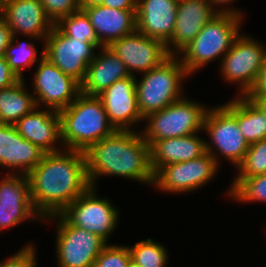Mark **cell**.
Listing matches in <instances>:
<instances>
[{
    "mask_svg": "<svg viewBox=\"0 0 266 267\" xmlns=\"http://www.w3.org/2000/svg\"><path fill=\"white\" fill-rule=\"evenodd\" d=\"M265 59V44L241 32L218 68L225 83L236 85L237 96H247L256 84Z\"/></svg>",
    "mask_w": 266,
    "mask_h": 267,
    "instance_id": "7",
    "label": "cell"
},
{
    "mask_svg": "<svg viewBox=\"0 0 266 267\" xmlns=\"http://www.w3.org/2000/svg\"><path fill=\"white\" fill-rule=\"evenodd\" d=\"M219 168L213 156L206 152L197 159L160 167L154 173L152 187L170 194L191 193L214 180Z\"/></svg>",
    "mask_w": 266,
    "mask_h": 267,
    "instance_id": "11",
    "label": "cell"
},
{
    "mask_svg": "<svg viewBox=\"0 0 266 267\" xmlns=\"http://www.w3.org/2000/svg\"><path fill=\"white\" fill-rule=\"evenodd\" d=\"M17 37V35H12L11 41L5 50L4 58L7 60L9 67L14 71V73L20 79H25L23 74L24 70L27 68V70H30V67H32L35 63L38 64L44 56V40H40L33 36H24V38L26 37V39H29L27 41L26 39L25 41H22L19 37ZM37 41L42 43L40 55H38L39 50L37 51L38 46L36 48L34 44V42L37 43Z\"/></svg>",
    "mask_w": 266,
    "mask_h": 267,
    "instance_id": "27",
    "label": "cell"
},
{
    "mask_svg": "<svg viewBox=\"0 0 266 267\" xmlns=\"http://www.w3.org/2000/svg\"><path fill=\"white\" fill-rule=\"evenodd\" d=\"M139 76L140 78L136 77V95L143 118L185 96L182 82L191 77L175 55H171L160 66Z\"/></svg>",
    "mask_w": 266,
    "mask_h": 267,
    "instance_id": "5",
    "label": "cell"
},
{
    "mask_svg": "<svg viewBox=\"0 0 266 267\" xmlns=\"http://www.w3.org/2000/svg\"><path fill=\"white\" fill-rule=\"evenodd\" d=\"M130 259L127 245L108 243L100 252L93 267H127Z\"/></svg>",
    "mask_w": 266,
    "mask_h": 267,
    "instance_id": "32",
    "label": "cell"
},
{
    "mask_svg": "<svg viewBox=\"0 0 266 267\" xmlns=\"http://www.w3.org/2000/svg\"><path fill=\"white\" fill-rule=\"evenodd\" d=\"M219 12L208 0H179L174 32L165 44L170 55H177Z\"/></svg>",
    "mask_w": 266,
    "mask_h": 267,
    "instance_id": "18",
    "label": "cell"
},
{
    "mask_svg": "<svg viewBox=\"0 0 266 267\" xmlns=\"http://www.w3.org/2000/svg\"><path fill=\"white\" fill-rule=\"evenodd\" d=\"M25 79L0 89V124L14 125L36 107L34 95L28 91Z\"/></svg>",
    "mask_w": 266,
    "mask_h": 267,
    "instance_id": "26",
    "label": "cell"
},
{
    "mask_svg": "<svg viewBox=\"0 0 266 267\" xmlns=\"http://www.w3.org/2000/svg\"><path fill=\"white\" fill-rule=\"evenodd\" d=\"M208 1L219 13H230L245 18L244 17L245 13H243L242 10H238L237 8L234 9L233 6L231 5L232 2L234 3V1L236 0H208Z\"/></svg>",
    "mask_w": 266,
    "mask_h": 267,
    "instance_id": "36",
    "label": "cell"
},
{
    "mask_svg": "<svg viewBox=\"0 0 266 267\" xmlns=\"http://www.w3.org/2000/svg\"><path fill=\"white\" fill-rule=\"evenodd\" d=\"M233 97L222 104L236 119L247 143L253 144L266 139V116L248 97Z\"/></svg>",
    "mask_w": 266,
    "mask_h": 267,
    "instance_id": "25",
    "label": "cell"
},
{
    "mask_svg": "<svg viewBox=\"0 0 266 267\" xmlns=\"http://www.w3.org/2000/svg\"><path fill=\"white\" fill-rule=\"evenodd\" d=\"M64 149L85 152L91 145L116 130L110 124L98 96L80 93L65 109L59 111Z\"/></svg>",
    "mask_w": 266,
    "mask_h": 267,
    "instance_id": "3",
    "label": "cell"
},
{
    "mask_svg": "<svg viewBox=\"0 0 266 267\" xmlns=\"http://www.w3.org/2000/svg\"><path fill=\"white\" fill-rule=\"evenodd\" d=\"M55 222L56 262L58 267H93L95 260L108 244L99 235L71 225L60 213L44 218Z\"/></svg>",
    "mask_w": 266,
    "mask_h": 267,
    "instance_id": "9",
    "label": "cell"
},
{
    "mask_svg": "<svg viewBox=\"0 0 266 267\" xmlns=\"http://www.w3.org/2000/svg\"><path fill=\"white\" fill-rule=\"evenodd\" d=\"M179 0H138L136 30L166 44L175 28Z\"/></svg>",
    "mask_w": 266,
    "mask_h": 267,
    "instance_id": "21",
    "label": "cell"
},
{
    "mask_svg": "<svg viewBox=\"0 0 266 267\" xmlns=\"http://www.w3.org/2000/svg\"><path fill=\"white\" fill-rule=\"evenodd\" d=\"M131 76L124 62L108 46H102L89 63L81 92L99 96L116 81Z\"/></svg>",
    "mask_w": 266,
    "mask_h": 267,
    "instance_id": "22",
    "label": "cell"
},
{
    "mask_svg": "<svg viewBox=\"0 0 266 267\" xmlns=\"http://www.w3.org/2000/svg\"><path fill=\"white\" fill-rule=\"evenodd\" d=\"M45 14L55 25L61 18L66 17L80 8L79 0H39Z\"/></svg>",
    "mask_w": 266,
    "mask_h": 267,
    "instance_id": "33",
    "label": "cell"
},
{
    "mask_svg": "<svg viewBox=\"0 0 266 267\" xmlns=\"http://www.w3.org/2000/svg\"><path fill=\"white\" fill-rule=\"evenodd\" d=\"M17 132L45 153L64 149L59 111L36 107L14 124Z\"/></svg>",
    "mask_w": 266,
    "mask_h": 267,
    "instance_id": "19",
    "label": "cell"
},
{
    "mask_svg": "<svg viewBox=\"0 0 266 267\" xmlns=\"http://www.w3.org/2000/svg\"><path fill=\"white\" fill-rule=\"evenodd\" d=\"M131 260L142 267H167L169 261L168 250L164 244L155 242L151 238L135 242L128 246Z\"/></svg>",
    "mask_w": 266,
    "mask_h": 267,
    "instance_id": "29",
    "label": "cell"
},
{
    "mask_svg": "<svg viewBox=\"0 0 266 267\" xmlns=\"http://www.w3.org/2000/svg\"><path fill=\"white\" fill-rule=\"evenodd\" d=\"M110 124L117 131H138L143 122L137 102L136 76L116 81L99 96Z\"/></svg>",
    "mask_w": 266,
    "mask_h": 267,
    "instance_id": "16",
    "label": "cell"
},
{
    "mask_svg": "<svg viewBox=\"0 0 266 267\" xmlns=\"http://www.w3.org/2000/svg\"><path fill=\"white\" fill-rule=\"evenodd\" d=\"M45 152L24 139L14 125L0 124V167L7 174L27 175L42 160Z\"/></svg>",
    "mask_w": 266,
    "mask_h": 267,
    "instance_id": "20",
    "label": "cell"
},
{
    "mask_svg": "<svg viewBox=\"0 0 266 267\" xmlns=\"http://www.w3.org/2000/svg\"><path fill=\"white\" fill-rule=\"evenodd\" d=\"M91 187L103 176H118L149 186L153 184L150 146L140 130L115 131L91 145L85 152Z\"/></svg>",
    "mask_w": 266,
    "mask_h": 267,
    "instance_id": "2",
    "label": "cell"
},
{
    "mask_svg": "<svg viewBox=\"0 0 266 267\" xmlns=\"http://www.w3.org/2000/svg\"><path fill=\"white\" fill-rule=\"evenodd\" d=\"M235 177H253L266 173V139L250 144Z\"/></svg>",
    "mask_w": 266,
    "mask_h": 267,
    "instance_id": "31",
    "label": "cell"
},
{
    "mask_svg": "<svg viewBox=\"0 0 266 267\" xmlns=\"http://www.w3.org/2000/svg\"><path fill=\"white\" fill-rule=\"evenodd\" d=\"M127 267H142L139 264L135 263L133 260L130 259Z\"/></svg>",
    "mask_w": 266,
    "mask_h": 267,
    "instance_id": "41",
    "label": "cell"
},
{
    "mask_svg": "<svg viewBox=\"0 0 266 267\" xmlns=\"http://www.w3.org/2000/svg\"><path fill=\"white\" fill-rule=\"evenodd\" d=\"M205 153V139L198 133L161 139L150 146L151 167L155 173L160 167L197 159Z\"/></svg>",
    "mask_w": 266,
    "mask_h": 267,
    "instance_id": "24",
    "label": "cell"
},
{
    "mask_svg": "<svg viewBox=\"0 0 266 267\" xmlns=\"http://www.w3.org/2000/svg\"><path fill=\"white\" fill-rule=\"evenodd\" d=\"M105 0H79L80 8L103 5Z\"/></svg>",
    "mask_w": 266,
    "mask_h": 267,
    "instance_id": "40",
    "label": "cell"
},
{
    "mask_svg": "<svg viewBox=\"0 0 266 267\" xmlns=\"http://www.w3.org/2000/svg\"><path fill=\"white\" fill-rule=\"evenodd\" d=\"M97 49L94 43L85 39L67 37L55 25L44 40V56L80 84Z\"/></svg>",
    "mask_w": 266,
    "mask_h": 267,
    "instance_id": "13",
    "label": "cell"
},
{
    "mask_svg": "<svg viewBox=\"0 0 266 267\" xmlns=\"http://www.w3.org/2000/svg\"><path fill=\"white\" fill-rule=\"evenodd\" d=\"M34 243L29 242L15 254L0 261V267H37V251Z\"/></svg>",
    "mask_w": 266,
    "mask_h": 267,
    "instance_id": "34",
    "label": "cell"
},
{
    "mask_svg": "<svg viewBox=\"0 0 266 267\" xmlns=\"http://www.w3.org/2000/svg\"><path fill=\"white\" fill-rule=\"evenodd\" d=\"M20 80L9 67L7 60L4 57L0 58V89L11 87Z\"/></svg>",
    "mask_w": 266,
    "mask_h": 267,
    "instance_id": "35",
    "label": "cell"
},
{
    "mask_svg": "<svg viewBox=\"0 0 266 267\" xmlns=\"http://www.w3.org/2000/svg\"><path fill=\"white\" fill-rule=\"evenodd\" d=\"M25 220H44L33 206L29 180L26 175L5 174L0 180V232L17 227L27 222Z\"/></svg>",
    "mask_w": 266,
    "mask_h": 267,
    "instance_id": "14",
    "label": "cell"
},
{
    "mask_svg": "<svg viewBox=\"0 0 266 267\" xmlns=\"http://www.w3.org/2000/svg\"><path fill=\"white\" fill-rule=\"evenodd\" d=\"M97 187H90L60 214L74 226L99 235L107 243L118 226L120 211L112 200L97 194ZM98 195V196H97Z\"/></svg>",
    "mask_w": 266,
    "mask_h": 267,
    "instance_id": "10",
    "label": "cell"
},
{
    "mask_svg": "<svg viewBox=\"0 0 266 267\" xmlns=\"http://www.w3.org/2000/svg\"><path fill=\"white\" fill-rule=\"evenodd\" d=\"M243 19L235 14L219 13L176 55L191 77L214 60L221 63L241 34Z\"/></svg>",
    "mask_w": 266,
    "mask_h": 267,
    "instance_id": "4",
    "label": "cell"
},
{
    "mask_svg": "<svg viewBox=\"0 0 266 267\" xmlns=\"http://www.w3.org/2000/svg\"><path fill=\"white\" fill-rule=\"evenodd\" d=\"M225 193L237 203H266V173L253 177H234Z\"/></svg>",
    "mask_w": 266,
    "mask_h": 267,
    "instance_id": "28",
    "label": "cell"
},
{
    "mask_svg": "<svg viewBox=\"0 0 266 267\" xmlns=\"http://www.w3.org/2000/svg\"><path fill=\"white\" fill-rule=\"evenodd\" d=\"M96 36L103 46L127 36L136 30V11L120 10L104 5L84 7Z\"/></svg>",
    "mask_w": 266,
    "mask_h": 267,
    "instance_id": "23",
    "label": "cell"
},
{
    "mask_svg": "<svg viewBox=\"0 0 266 267\" xmlns=\"http://www.w3.org/2000/svg\"><path fill=\"white\" fill-rule=\"evenodd\" d=\"M108 47L124 62L132 76L160 66L171 56L162 41L137 30L113 41Z\"/></svg>",
    "mask_w": 266,
    "mask_h": 267,
    "instance_id": "15",
    "label": "cell"
},
{
    "mask_svg": "<svg viewBox=\"0 0 266 267\" xmlns=\"http://www.w3.org/2000/svg\"><path fill=\"white\" fill-rule=\"evenodd\" d=\"M36 66L31 92L37 107L60 111L67 108L81 93V84L64 74L45 56Z\"/></svg>",
    "mask_w": 266,
    "mask_h": 267,
    "instance_id": "12",
    "label": "cell"
},
{
    "mask_svg": "<svg viewBox=\"0 0 266 267\" xmlns=\"http://www.w3.org/2000/svg\"><path fill=\"white\" fill-rule=\"evenodd\" d=\"M266 116V94H248L247 95Z\"/></svg>",
    "mask_w": 266,
    "mask_h": 267,
    "instance_id": "39",
    "label": "cell"
},
{
    "mask_svg": "<svg viewBox=\"0 0 266 267\" xmlns=\"http://www.w3.org/2000/svg\"><path fill=\"white\" fill-rule=\"evenodd\" d=\"M26 176L33 206L43 219L61 213L91 187L85 154L77 150L45 153Z\"/></svg>",
    "mask_w": 266,
    "mask_h": 267,
    "instance_id": "1",
    "label": "cell"
},
{
    "mask_svg": "<svg viewBox=\"0 0 266 267\" xmlns=\"http://www.w3.org/2000/svg\"><path fill=\"white\" fill-rule=\"evenodd\" d=\"M55 26L67 37L77 40L85 39L94 43L98 48L103 45L99 42L94 27L83 9L61 18Z\"/></svg>",
    "mask_w": 266,
    "mask_h": 267,
    "instance_id": "30",
    "label": "cell"
},
{
    "mask_svg": "<svg viewBox=\"0 0 266 267\" xmlns=\"http://www.w3.org/2000/svg\"><path fill=\"white\" fill-rule=\"evenodd\" d=\"M12 34L6 23L0 18V58L4 57L5 50L11 41Z\"/></svg>",
    "mask_w": 266,
    "mask_h": 267,
    "instance_id": "38",
    "label": "cell"
},
{
    "mask_svg": "<svg viewBox=\"0 0 266 267\" xmlns=\"http://www.w3.org/2000/svg\"><path fill=\"white\" fill-rule=\"evenodd\" d=\"M203 132L208 136L205 140L206 152L213 156L219 167L222 163L220 156L236 168L241 164L249 144L237 119L222 104L208 108Z\"/></svg>",
    "mask_w": 266,
    "mask_h": 267,
    "instance_id": "8",
    "label": "cell"
},
{
    "mask_svg": "<svg viewBox=\"0 0 266 267\" xmlns=\"http://www.w3.org/2000/svg\"><path fill=\"white\" fill-rule=\"evenodd\" d=\"M208 108L198 100L183 96L164 109L147 115L140 132L149 146L161 139L201 133Z\"/></svg>",
    "mask_w": 266,
    "mask_h": 267,
    "instance_id": "6",
    "label": "cell"
},
{
    "mask_svg": "<svg viewBox=\"0 0 266 267\" xmlns=\"http://www.w3.org/2000/svg\"><path fill=\"white\" fill-rule=\"evenodd\" d=\"M138 0H105L103 5L120 10H137Z\"/></svg>",
    "mask_w": 266,
    "mask_h": 267,
    "instance_id": "37",
    "label": "cell"
},
{
    "mask_svg": "<svg viewBox=\"0 0 266 267\" xmlns=\"http://www.w3.org/2000/svg\"><path fill=\"white\" fill-rule=\"evenodd\" d=\"M1 19L12 35L45 40L54 27L39 0H6L1 3Z\"/></svg>",
    "mask_w": 266,
    "mask_h": 267,
    "instance_id": "17",
    "label": "cell"
}]
</instances>
